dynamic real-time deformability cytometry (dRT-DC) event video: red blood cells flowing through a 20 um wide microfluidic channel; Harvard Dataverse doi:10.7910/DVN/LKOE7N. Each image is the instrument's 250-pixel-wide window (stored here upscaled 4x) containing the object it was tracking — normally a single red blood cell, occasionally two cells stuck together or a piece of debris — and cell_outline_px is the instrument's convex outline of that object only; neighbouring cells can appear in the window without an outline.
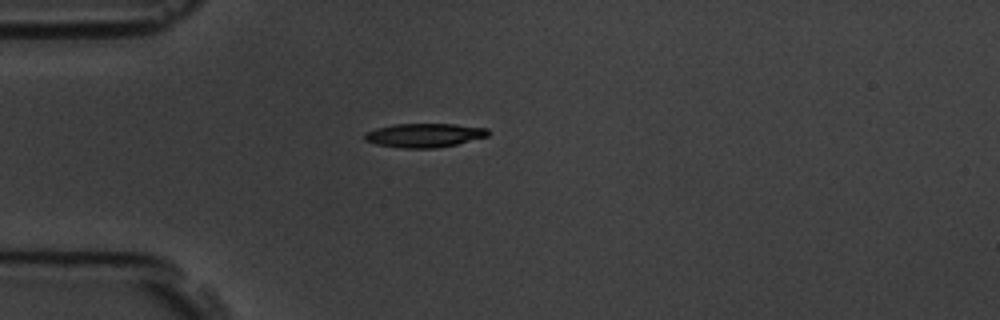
{"species": "common noctule bat (a hibernating species)", "species_latin": "Nyctalus noctula", "temperature_condition": "room temperature", "stored_images_in_passage": 1, "camera_frame_rate_fps": 3000, "um_per_image_px": 0.085, "animal": {"sex": "male", "body_mass_g": 19.5, "forearm_length_mm": 54.6}, "frame": {"image": 1, "passage_image": 1, "time_ms": 0.0, "image_size_px": [1000, 320], "cell_outline_px": [[488, 136], [456, 144], [436, 148], [400, 148], [376, 144], [364, 140], [364, 132], [376, 128], [396, 124], [452, 124], [488, 128]], "centroid_in_image_um": [36.03, 11.5], "position_along_channel_um": 49.0, "area_um2": 17.17}}